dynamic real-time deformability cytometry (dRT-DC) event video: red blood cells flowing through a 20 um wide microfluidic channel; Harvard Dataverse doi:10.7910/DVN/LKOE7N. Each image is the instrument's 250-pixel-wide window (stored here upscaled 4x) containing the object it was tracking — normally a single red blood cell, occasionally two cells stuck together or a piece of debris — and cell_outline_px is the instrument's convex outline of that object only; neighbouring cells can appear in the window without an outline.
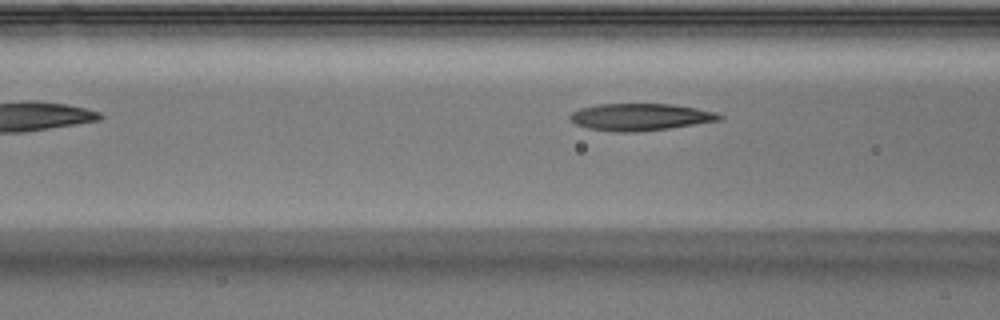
{"species": "Egyptian fruit bat (a non-hibernating species)", "species_latin": "Rousettus aegyptiacus", "temperature_condition": "warm", "stored_images_in_passage": 4, "camera_frame_rate_fps": 3000, "um_per_image_px": 0.085, "animal": {"sex": "male"}, "frame": {"image": 1, "passage_image": 4, "time_ms": 1.0, "image_size_px": [1000, 320], "cell_outline_px": [[724, 120], [668, 128], [636, 132], [616, 132], [588, 128], [576, 124], [568, 120], [568, 116], [572, 112], [580, 108], [596, 104], [672, 104], [696, 108], [716, 112], [724, 116]], "centroid_in_image_um": [54.42, 9.94], "position_along_channel_um": 112.2, "area_um2": 23.7}}